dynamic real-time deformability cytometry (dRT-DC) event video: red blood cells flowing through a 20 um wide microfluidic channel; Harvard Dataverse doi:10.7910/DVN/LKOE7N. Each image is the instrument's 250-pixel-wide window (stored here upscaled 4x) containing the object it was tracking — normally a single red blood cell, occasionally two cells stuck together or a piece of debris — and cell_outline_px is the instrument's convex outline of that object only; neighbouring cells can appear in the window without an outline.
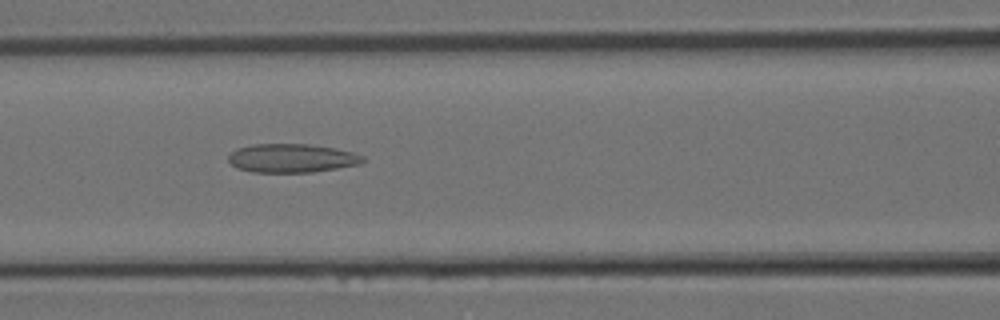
{"species": "Egyptian fruit bat (a non-hibernating species)", "species_latin": "Rousettus aegyptiacus", "temperature_condition": "room temperature", "stored_images_in_passage": 17, "camera_frame_rate_fps": 3000, "um_per_image_px": 0.085, "animal": {"sex": "female"}, "frame": {"image": 1, "passage_image": 12, "time_ms": 3.667, "image_size_px": [1000, 320], "cell_outline_px": [[364, 160], [360, 164], [312, 172], [252, 172], [236, 168], [228, 160], [228, 156], [236, 148], [252, 144], [308, 144], [332, 148], [352, 152], [364, 156]], "centroid_in_image_um": [24.76, 13.44], "position_along_channel_um": 141.8, "area_um2": 22.37}}
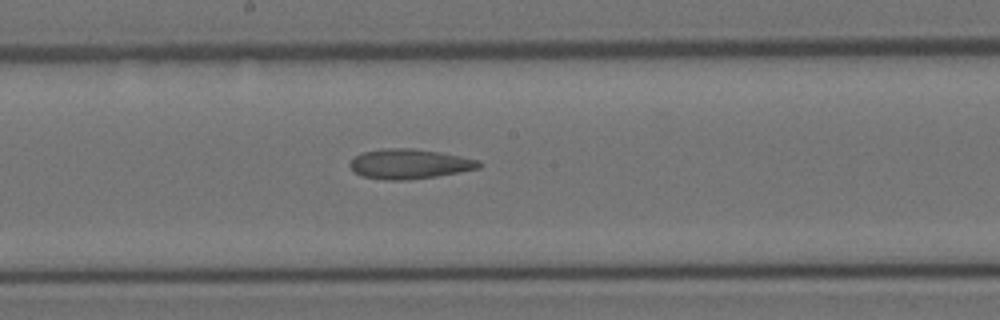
{"frame": {"image": 2, "passage_image": 15, "time_ms": 4.667, "image_size_px": [1000, 320], "cell_outline_px": [[484, 164], [480, 168], [436, 176], [408, 180], [384, 180], [360, 176], [348, 164], [356, 156], [364, 152], [380, 148], [412, 148], [440, 152], [480, 160]], "centroid_in_image_um": [34.82, 13.93], "position_along_channel_um": 213.4, "area_um2": 22.48}}
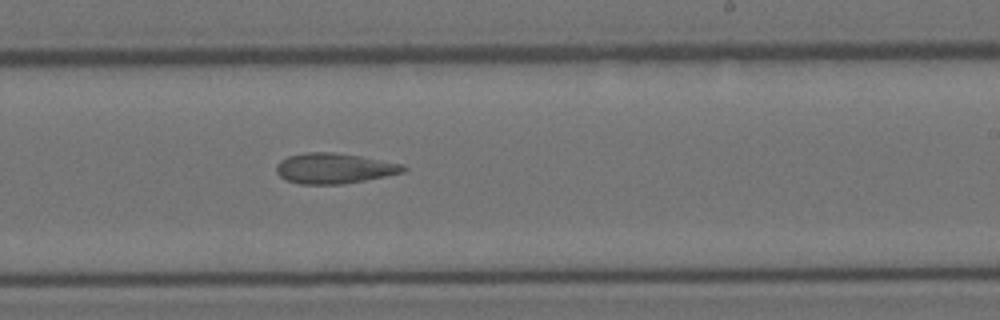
{"frame": {"image": 3, "passage_image": 17, "time_ms": 5.333, "image_size_px": [1000, 320], "cell_outline_px": [[408, 168], [404, 172], [344, 184], [300, 184], [288, 180], [280, 176], [276, 172], [276, 164], [280, 160], [288, 156], [304, 152], [332, 152], [360, 156], [404, 164]], "centroid_in_image_um": [28.4, 14.3], "position_along_channel_um": 260.6, "area_um2": 22.48}}